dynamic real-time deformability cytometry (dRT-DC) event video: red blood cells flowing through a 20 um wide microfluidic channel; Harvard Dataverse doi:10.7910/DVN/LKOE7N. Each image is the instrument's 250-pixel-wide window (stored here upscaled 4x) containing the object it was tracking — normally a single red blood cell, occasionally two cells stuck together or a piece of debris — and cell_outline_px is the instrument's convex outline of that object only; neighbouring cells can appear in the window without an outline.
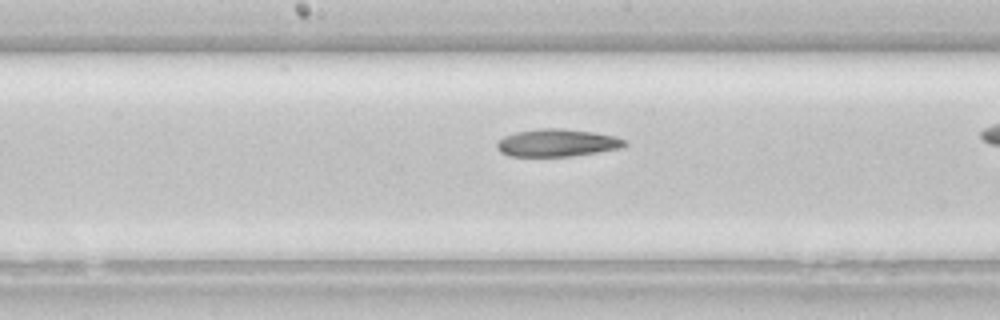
{"species": "common noctule bat (a hibernating species)", "species_latin": "Nyctalus noctula", "temperature_condition": "room temperature", "stored_images_in_passage": 22, "camera_frame_rate_fps": 3000, "um_per_image_px": 0.085, "animal": {"sex": "female", "body_mass_g": 22.7, "forearm_length_mm": 54.2}, "frame": {"image": 1, "passage_image": 10, "time_ms": 3.0, "image_size_px": [1000, 320], "cell_outline_px": [[628, 144], [620, 148], [572, 156], [508, 156], [500, 152], [496, 148], [496, 140], [504, 136], [516, 132], [544, 128], [564, 128], [592, 132], [616, 136], [624, 140]], "centroid_in_image_um": [47.31, 12.14], "position_along_channel_um": 200.9, "area_um2": 20.52}}